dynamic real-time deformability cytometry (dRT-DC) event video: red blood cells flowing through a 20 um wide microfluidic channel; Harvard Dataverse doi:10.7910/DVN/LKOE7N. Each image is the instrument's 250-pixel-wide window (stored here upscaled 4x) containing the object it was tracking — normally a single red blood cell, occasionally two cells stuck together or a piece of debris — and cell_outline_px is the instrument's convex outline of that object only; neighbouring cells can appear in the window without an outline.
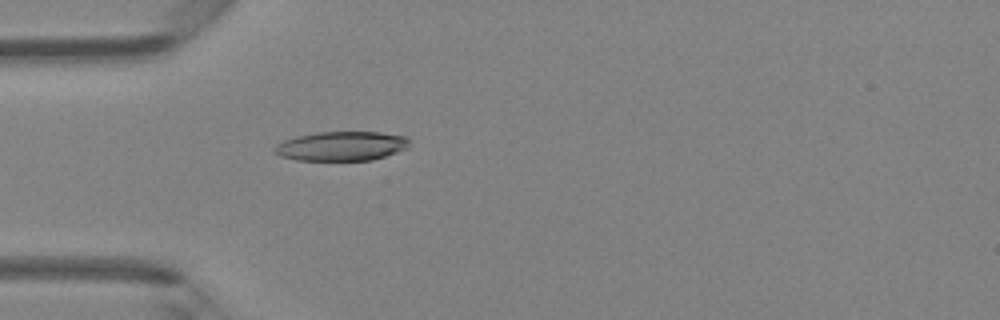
{"species": "Egyptian fruit bat (a non-hibernating species)", "species_latin": "Rousettus aegyptiacus", "temperature_condition": "room temperature", "stored_images_in_passage": 4, "camera_frame_rate_fps": 3000, "um_per_image_px": 0.085, "animal": {"sex": "female"}, "frame": {"image": 1, "passage_image": 4, "time_ms": 1.0, "image_size_px": [1000, 320], "cell_outline_px": [[412, 140], [408, 148], [372, 160], [296, 160], [280, 156], [272, 152], [272, 148], [276, 144], [284, 140], [296, 136], [316, 132], [380, 132], [404, 136]], "centroid_in_image_um": [29.0, 12.41], "position_along_channel_um": 56.0, "area_um2": 23.24}}